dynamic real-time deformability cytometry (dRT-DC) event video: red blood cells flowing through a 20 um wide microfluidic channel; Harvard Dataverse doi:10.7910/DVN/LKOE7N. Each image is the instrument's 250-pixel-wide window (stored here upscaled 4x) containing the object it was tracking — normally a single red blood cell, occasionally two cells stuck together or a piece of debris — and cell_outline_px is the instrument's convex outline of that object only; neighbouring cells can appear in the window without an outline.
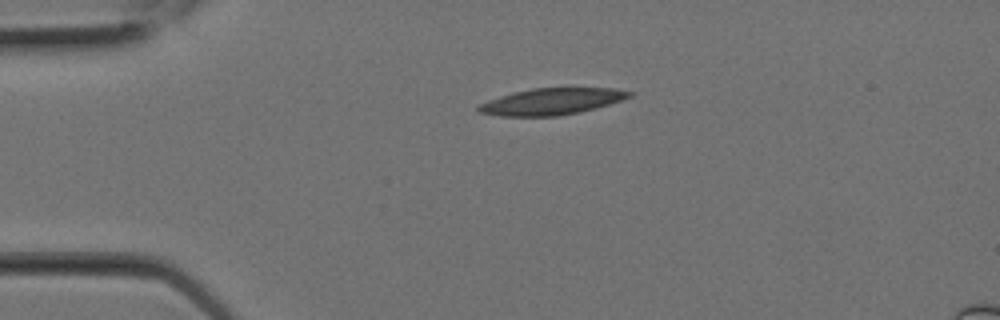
{"species": "Egyptian fruit bat (a non-hibernating species)", "species_latin": "Rousettus aegyptiacus", "temperature_condition": "room temperature", "stored_images_in_passage": 4, "camera_frame_rate_fps": 3000, "um_per_image_px": 0.085, "animal": {"sex": "female"}, "frame": {"image": 1, "passage_image": 1, "time_ms": 0.0, "image_size_px": [1000, 320], "cell_outline_px": [[636, 92], [632, 96], [624, 100], [596, 108], [556, 116], [500, 116], [480, 112], [476, 108], [480, 104], [488, 100], [512, 92], [532, 88], [568, 84], [616, 88]], "centroid_in_image_um": [47.02, 8.55], "position_along_channel_um": 38.0, "area_um2": 24.57}}
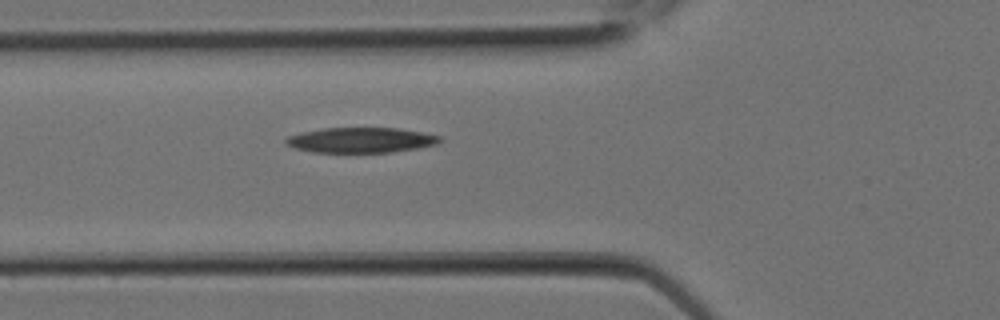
{"frame": {"image": 2, "passage_image": 4, "time_ms": 1.0, "image_size_px": [1000, 320], "cell_outline_px": [[444, 140], [440, 144], [420, 148], [392, 152], [312, 152], [296, 148], [284, 144], [284, 140], [288, 136], [300, 132], [324, 128], [396, 128], [420, 132], [440, 136]], "centroid_in_image_um": [30.7, 11.91], "position_along_channel_um": 95.1, "area_um2": 22.77}}